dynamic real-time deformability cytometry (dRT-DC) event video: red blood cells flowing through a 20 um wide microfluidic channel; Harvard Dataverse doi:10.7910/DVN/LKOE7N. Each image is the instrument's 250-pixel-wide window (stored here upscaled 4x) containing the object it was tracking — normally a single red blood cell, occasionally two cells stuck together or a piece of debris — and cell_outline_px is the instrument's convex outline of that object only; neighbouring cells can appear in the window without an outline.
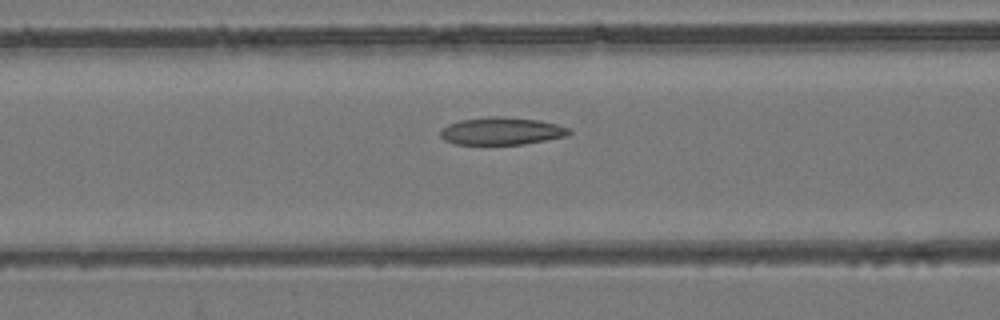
{"species": "common noctule bat (a hibernating species)", "species_latin": "Nyctalus noctula", "temperature_condition": "room temperature", "stored_images_in_passage": 55, "camera_frame_rate_fps": 3000, "um_per_image_px": 0.085, "animal": {"sex": "female", "body_mass_g": 24.6, "forearm_length_mm": 56.2}, "frame": {"image": 1, "passage_image": 23, "time_ms": 7.333, "image_size_px": [1000, 320], "cell_outline_px": [[572, 132], [568, 136], [524, 144], [456, 144], [444, 140], [440, 136], [440, 132], [448, 124], [460, 120], [488, 116], [500, 116], [540, 120], [556, 124], [568, 128]], "centroid_in_image_um": [42.65, 11.13], "position_along_channel_um": 124.0, "area_um2": 20.63}}
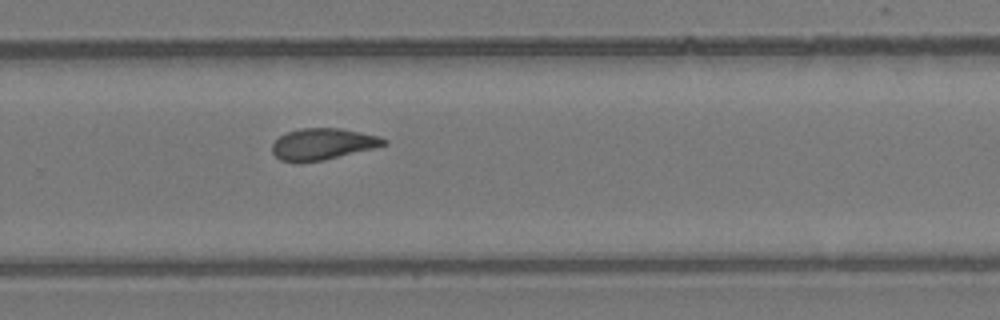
{"frame": {"image": 2, "passage_image": 37, "time_ms": 12.0, "image_size_px": [1000, 320], "cell_outline_px": [[388, 144], [324, 160], [280, 160], [272, 152], [272, 144], [280, 136], [288, 132], [300, 128], [340, 128], [380, 136], [388, 140]], "centroid_in_image_um": [27.47, 12.21], "position_along_channel_um": 302.3, "area_um2": 19.94}}
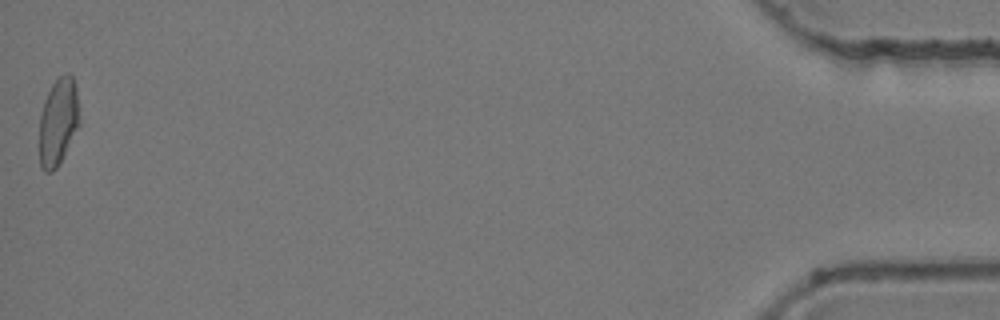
{"frame": {"image": 3, "passage_image": 55, "time_ms": 18.0, "image_size_px": [1000, 320], "cell_outline_px": [[80, 124], [56, 168], [52, 172], [44, 172], [40, 168], [40, 116], [44, 100], [52, 84], [60, 76], [68, 72], [72, 76], [76, 88], [80, 120]], "centroid_in_image_um": [4.95, 10.34], "position_along_channel_um": 430.3, "area_um2": 20.23}, "authors_computed_cell_mechanics": {"area_um2": 20.8658, "velocity_mm_per_s": 3.8305, "shape_relaxation_time_tau1_ms": null, "shape_relaxation_time_tau2_ms": 4.1352, "deformation_change_tau1": null, "deformation_change_tau2": 0.093}}